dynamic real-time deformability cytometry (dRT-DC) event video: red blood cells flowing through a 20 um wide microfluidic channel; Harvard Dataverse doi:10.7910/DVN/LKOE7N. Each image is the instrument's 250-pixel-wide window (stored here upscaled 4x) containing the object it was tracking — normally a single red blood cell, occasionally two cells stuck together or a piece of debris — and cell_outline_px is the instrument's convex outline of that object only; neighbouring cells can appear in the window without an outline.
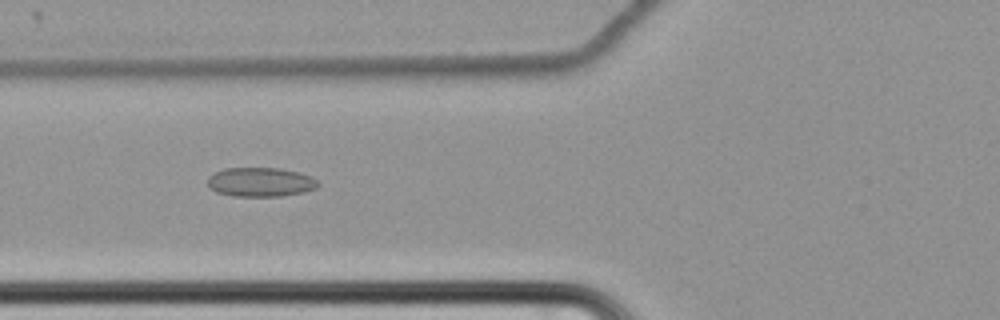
{"species": "common noctule bat (a hibernating species)", "species_latin": "Nyctalus noctula", "temperature_condition": "cold", "stored_images_in_passage": 58, "camera_frame_rate_fps": 3000, "um_per_image_px": 0.085, "animal": {"sex": "female", "body_mass_g": 22.7, "forearm_length_mm": 54.2}, "frame": {"image": 1, "passage_image": 22, "time_ms": 7.0, "image_size_px": [1000, 320], "cell_outline_px": [[320, 184], [316, 188], [304, 192], [280, 196], [232, 196], [216, 192], [208, 188], [208, 176], [224, 168], [280, 168], [300, 172], [312, 176]], "centroid_in_image_um": [22.14, 15.47], "position_along_channel_um": 103.7, "area_um2": 18.96}}
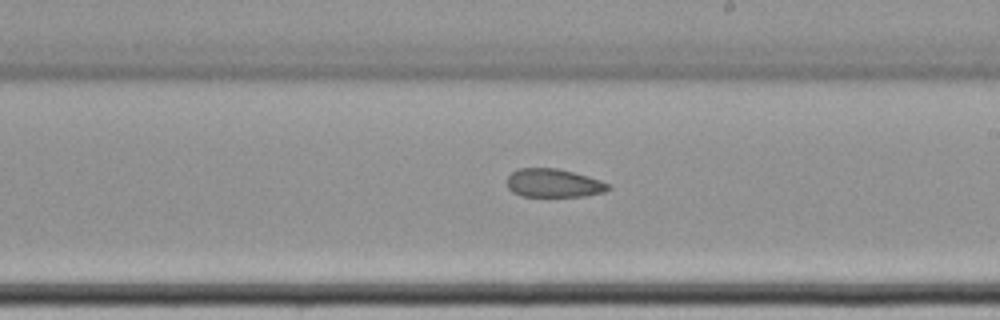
{"frame": {"image": 2, "passage_image": 34, "time_ms": 11.0, "image_size_px": [1000, 320], "cell_outline_px": [[612, 188], [604, 192], [584, 196], [520, 196], [512, 192], [508, 188], [508, 176], [512, 172], [520, 168], [556, 168], [588, 176], [612, 184]], "centroid_in_image_um": [47.09, 15.57], "position_along_channel_um": 241.9, "area_um2": 16.82}}
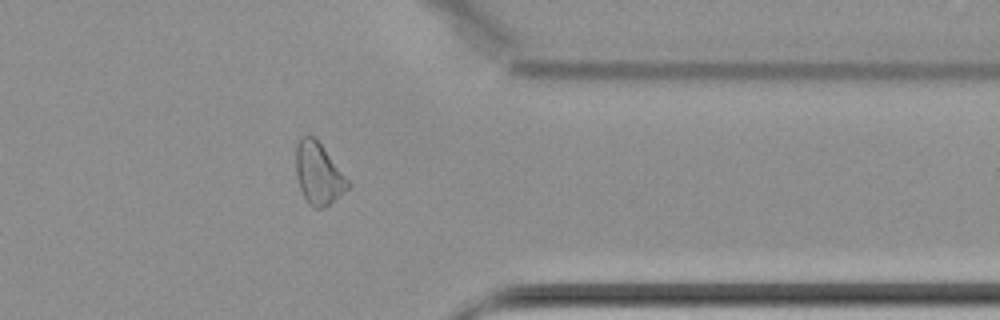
{"frame": {"image": 3, "passage_image": 47, "time_ms": 15.333, "image_size_px": [1000, 320], "cell_outline_px": [[352, 184], [348, 188], [324, 208], [312, 208], [308, 204], [300, 188], [296, 176], [296, 148], [300, 136], [312, 136], [320, 144]], "centroid_in_image_um": [27.05, 14.78], "position_along_channel_um": 384.3, "area_um2": 18.38}, "authors_computed_cell_mechanics": {"area_um2": 19.2474, "velocity_mm_per_s": 3.457, "shape_relaxation_time_tau1_ms": null, "shape_relaxation_time_tau2_ms": 4.4071, "deformation_change_tau1": null, "deformation_change_tau2": 0.0815}}